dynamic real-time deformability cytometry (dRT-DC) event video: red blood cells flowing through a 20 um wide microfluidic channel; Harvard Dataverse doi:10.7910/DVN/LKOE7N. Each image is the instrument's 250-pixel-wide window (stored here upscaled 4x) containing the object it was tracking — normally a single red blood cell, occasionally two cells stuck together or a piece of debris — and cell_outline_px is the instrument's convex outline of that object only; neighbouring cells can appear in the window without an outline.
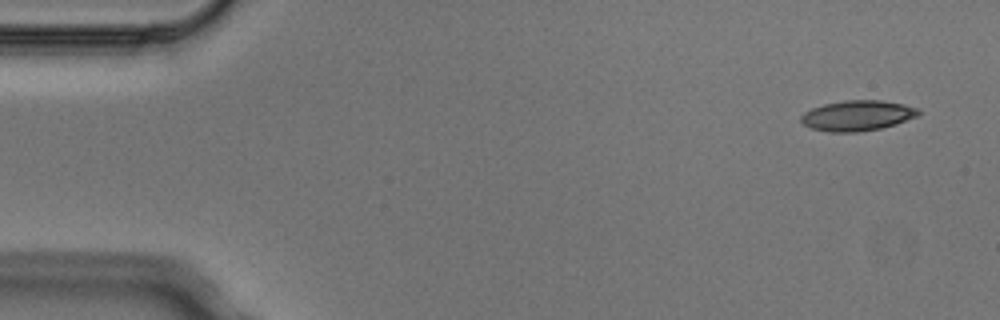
{"species": "Egyptian fruit bat (a non-hibernating species)", "species_latin": "Rousettus aegyptiacus", "temperature_condition": "cold", "stored_images_in_passage": 4, "camera_frame_rate_fps": 3000, "um_per_image_px": 0.085, "animal": {"sex": "male"}, "frame": {"image": 1, "passage_image": 1, "time_ms": 0.0, "image_size_px": [1000, 320], "cell_outline_px": [[920, 116], [896, 124], [880, 128], [856, 132], [828, 132], [812, 128], [804, 124], [800, 120], [800, 116], [804, 112], [812, 108], [824, 104], [844, 100], [880, 100], [904, 104], [916, 108], [920, 112]], "centroid_in_image_um": [72.88, 9.82], "position_along_channel_um": 12.1, "area_um2": 20.81}}
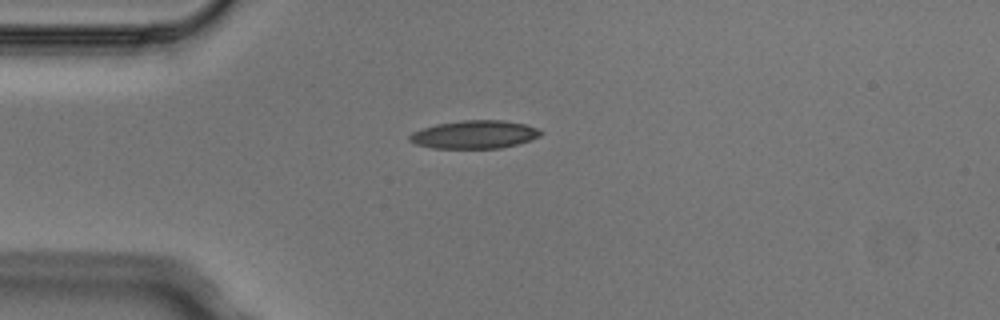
{"frame": {"image": 2, "passage_image": 4, "time_ms": 1.0, "image_size_px": [1000, 320], "cell_outline_px": [[544, 132], [540, 136], [532, 140], [500, 148], [432, 148], [416, 144], [408, 140], [408, 136], [412, 132], [436, 124], [464, 120], [504, 120], [524, 124], [540, 128]], "centroid_in_image_um": [40.36, 11.43], "position_along_channel_um": 44.6, "area_um2": 21.56}}